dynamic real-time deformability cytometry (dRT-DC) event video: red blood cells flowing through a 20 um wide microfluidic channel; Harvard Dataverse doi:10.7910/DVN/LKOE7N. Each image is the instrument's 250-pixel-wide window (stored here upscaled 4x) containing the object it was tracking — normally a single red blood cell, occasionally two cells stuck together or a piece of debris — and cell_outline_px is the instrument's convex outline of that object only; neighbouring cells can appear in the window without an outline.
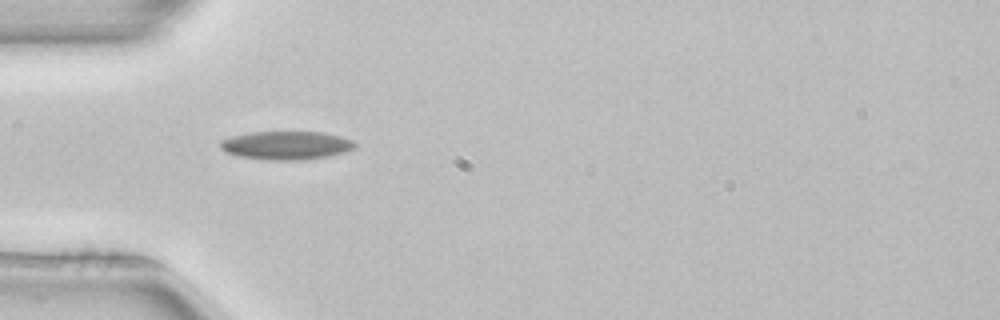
{"species": "common noctule bat (a hibernating species)", "species_latin": "Nyctalus noctula", "temperature_condition": "room temperature", "stored_images_in_passage": 43, "camera_frame_rate_fps": 3000, "um_per_image_px": 0.085, "animal": {"sex": "female", "body_mass_g": 22.7, "forearm_length_mm": 54.2}, "frame": {"image": 1, "passage_image": 7, "time_ms": 2.0, "image_size_px": [1000, 320], "cell_outline_px": [[356, 148], [344, 152], [328, 156], [304, 160], [268, 160], [240, 156], [224, 152], [220, 148], [220, 140], [232, 136], [252, 132], [324, 132], [340, 136], [352, 140], [356, 144]], "centroid_in_image_um": [24.33, 12.36], "position_along_channel_um": 60.7, "area_um2": 22.37}, "authors_computed_cell_mechanics": {"area_um2": 21.7328, "velocity_mm_per_s": 3.9826, "shape_relaxation_time_tau1_ms": 4.4409, "shape_relaxation_time_tau2_ms": null, "deformation_change_tau1": 0.1063, "deformation_change_tau2": null}}